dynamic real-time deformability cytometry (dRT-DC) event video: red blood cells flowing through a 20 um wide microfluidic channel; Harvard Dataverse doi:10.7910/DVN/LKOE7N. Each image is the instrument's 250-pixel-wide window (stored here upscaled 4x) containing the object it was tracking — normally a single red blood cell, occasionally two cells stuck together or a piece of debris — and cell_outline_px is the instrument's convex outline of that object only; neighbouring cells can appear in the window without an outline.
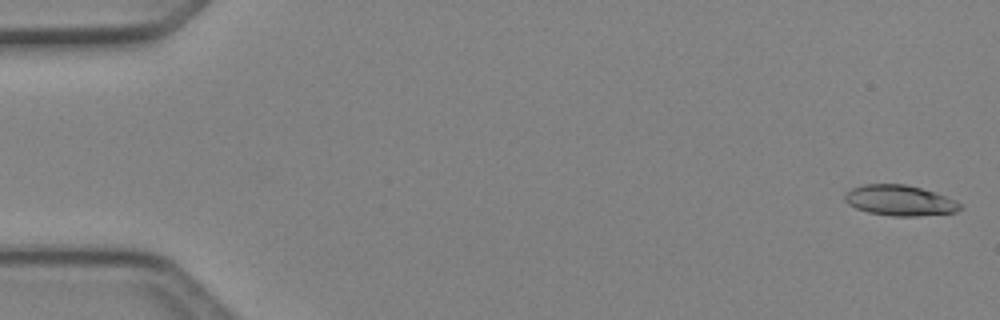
{"species": "Egyptian fruit bat (a non-hibernating species)", "species_latin": "Rousettus aegyptiacus", "temperature_condition": "cold", "stored_images_in_passage": 44, "camera_frame_rate_fps": 3000, "um_per_image_px": 0.085, "animal": {"sex": "female"}, "frame": {"image": 1, "passage_image": 1, "time_ms": 0.0, "image_size_px": [1000, 320], "cell_outline_px": [[964, 208], [956, 212], [916, 216], [892, 216], [868, 212], [856, 208], [848, 204], [844, 200], [844, 192], [852, 188], [864, 184], [904, 184], [936, 192], [956, 200]], "centroid_in_image_um": [76.48, 17.03], "position_along_channel_um": 8.5, "area_um2": 20.63}}
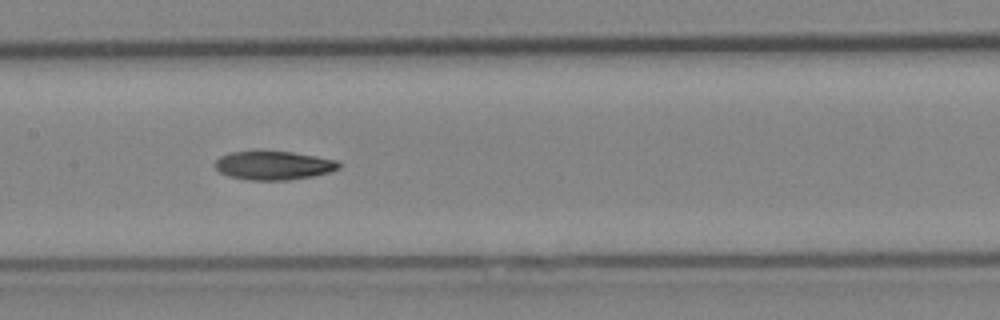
{"frame": {"image": 2, "passage_image": 24, "time_ms": 7.667, "image_size_px": [1000, 320], "cell_outline_px": [[340, 168], [332, 172], [312, 176], [288, 180], [248, 180], [228, 176], [220, 172], [216, 168], [216, 160], [220, 156], [228, 152], [292, 152], [336, 160], [340, 164]], "centroid_in_image_um": [23.26, 14.07], "position_along_channel_um": 184.1, "area_um2": 20.52}}
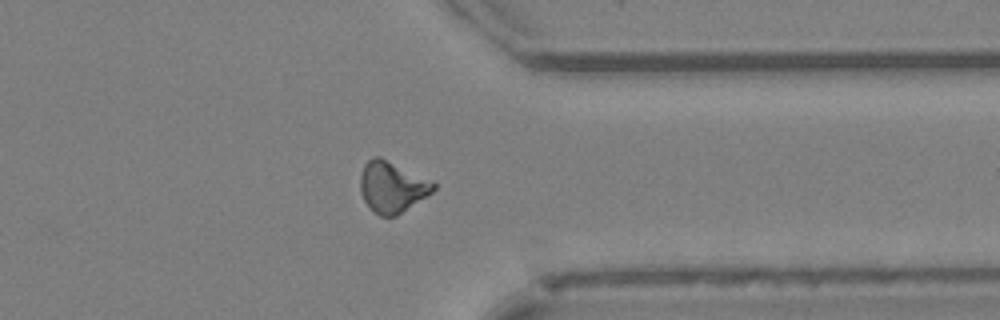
{"frame": {"image": 3, "passage_image": 38, "time_ms": 12.333, "image_size_px": [1000, 320], "cell_outline_px": [[436, 188], [432, 192], [396, 216], [380, 216], [372, 212], [368, 208], [360, 192], [360, 176], [364, 164], [372, 156], [380, 156], [432, 180], [436, 184]], "centroid_in_image_um": [33.3, 15.88], "position_along_channel_um": 378.1, "area_um2": 21.96}}